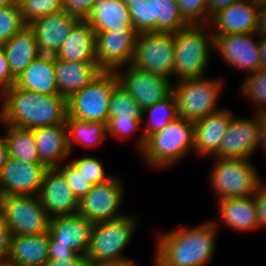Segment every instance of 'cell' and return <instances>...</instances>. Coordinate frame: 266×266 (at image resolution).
<instances>
[{
  "label": "cell",
  "mask_w": 266,
  "mask_h": 266,
  "mask_svg": "<svg viewBox=\"0 0 266 266\" xmlns=\"http://www.w3.org/2000/svg\"><path fill=\"white\" fill-rule=\"evenodd\" d=\"M194 147V122L181 117L150 135L139 153L155 169H166L183 159Z\"/></svg>",
  "instance_id": "obj_4"
},
{
  "label": "cell",
  "mask_w": 266,
  "mask_h": 266,
  "mask_svg": "<svg viewBox=\"0 0 266 266\" xmlns=\"http://www.w3.org/2000/svg\"><path fill=\"white\" fill-rule=\"evenodd\" d=\"M214 50L226 64L247 74L261 68L259 36L256 32L214 36Z\"/></svg>",
  "instance_id": "obj_15"
},
{
  "label": "cell",
  "mask_w": 266,
  "mask_h": 266,
  "mask_svg": "<svg viewBox=\"0 0 266 266\" xmlns=\"http://www.w3.org/2000/svg\"><path fill=\"white\" fill-rule=\"evenodd\" d=\"M18 88L38 94H59L55 77V55L41 54L16 79Z\"/></svg>",
  "instance_id": "obj_24"
},
{
  "label": "cell",
  "mask_w": 266,
  "mask_h": 266,
  "mask_svg": "<svg viewBox=\"0 0 266 266\" xmlns=\"http://www.w3.org/2000/svg\"><path fill=\"white\" fill-rule=\"evenodd\" d=\"M0 218L12 236L48 232L50 217L38 196L6 195L0 197Z\"/></svg>",
  "instance_id": "obj_9"
},
{
  "label": "cell",
  "mask_w": 266,
  "mask_h": 266,
  "mask_svg": "<svg viewBox=\"0 0 266 266\" xmlns=\"http://www.w3.org/2000/svg\"><path fill=\"white\" fill-rule=\"evenodd\" d=\"M20 6L19 0H0V7Z\"/></svg>",
  "instance_id": "obj_54"
},
{
  "label": "cell",
  "mask_w": 266,
  "mask_h": 266,
  "mask_svg": "<svg viewBox=\"0 0 266 266\" xmlns=\"http://www.w3.org/2000/svg\"><path fill=\"white\" fill-rule=\"evenodd\" d=\"M250 161L214 156L209 180L218 201L255 194L263 180Z\"/></svg>",
  "instance_id": "obj_6"
},
{
  "label": "cell",
  "mask_w": 266,
  "mask_h": 266,
  "mask_svg": "<svg viewBox=\"0 0 266 266\" xmlns=\"http://www.w3.org/2000/svg\"><path fill=\"white\" fill-rule=\"evenodd\" d=\"M142 113L137 101L118 84L111 93L108 119H143Z\"/></svg>",
  "instance_id": "obj_34"
},
{
  "label": "cell",
  "mask_w": 266,
  "mask_h": 266,
  "mask_svg": "<svg viewBox=\"0 0 266 266\" xmlns=\"http://www.w3.org/2000/svg\"><path fill=\"white\" fill-rule=\"evenodd\" d=\"M257 209L259 229L266 227V184L262 181L253 195Z\"/></svg>",
  "instance_id": "obj_43"
},
{
  "label": "cell",
  "mask_w": 266,
  "mask_h": 266,
  "mask_svg": "<svg viewBox=\"0 0 266 266\" xmlns=\"http://www.w3.org/2000/svg\"><path fill=\"white\" fill-rule=\"evenodd\" d=\"M49 232L12 236L8 262L17 266H43L49 259Z\"/></svg>",
  "instance_id": "obj_25"
},
{
  "label": "cell",
  "mask_w": 266,
  "mask_h": 266,
  "mask_svg": "<svg viewBox=\"0 0 266 266\" xmlns=\"http://www.w3.org/2000/svg\"><path fill=\"white\" fill-rule=\"evenodd\" d=\"M33 136L40 160L47 168L58 167L71 156L66 124L33 129Z\"/></svg>",
  "instance_id": "obj_23"
},
{
  "label": "cell",
  "mask_w": 266,
  "mask_h": 266,
  "mask_svg": "<svg viewBox=\"0 0 266 266\" xmlns=\"http://www.w3.org/2000/svg\"><path fill=\"white\" fill-rule=\"evenodd\" d=\"M259 145V114L253 118L233 115L216 157L251 159Z\"/></svg>",
  "instance_id": "obj_17"
},
{
  "label": "cell",
  "mask_w": 266,
  "mask_h": 266,
  "mask_svg": "<svg viewBox=\"0 0 266 266\" xmlns=\"http://www.w3.org/2000/svg\"><path fill=\"white\" fill-rule=\"evenodd\" d=\"M5 52L0 47V95L15 84Z\"/></svg>",
  "instance_id": "obj_44"
},
{
  "label": "cell",
  "mask_w": 266,
  "mask_h": 266,
  "mask_svg": "<svg viewBox=\"0 0 266 266\" xmlns=\"http://www.w3.org/2000/svg\"><path fill=\"white\" fill-rule=\"evenodd\" d=\"M69 162L91 185L104 183L113 176L106 175L103 163L95 156H83Z\"/></svg>",
  "instance_id": "obj_38"
},
{
  "label": "cell",
  "mask_w": 266,
  "mask_h": 266,
  "mask_svg": "<svg viewBox=\"0 0 266 266\" xmlns=\"http://www.w3.org/2000/svg\"><path fill=\"white\" fill-rule=\"evenodd\" d=\"M209 27L208 24H192L174 33L172 78L179 81L206 75L210 52L214 51V36Z\"/></svg>",
  "instance_id": "obj_3"
},
{
  "label": "cell",
  "mask_w": 266,
  "mask_h": 266,
  "mask_svg": "<svg viewBox=\"0 0 266 266\" xmlns=\"http://www.w3.org/2000/svg\"><path fill=\"white\" fill-rule=\"evenodd\" d=\"M88 266H139V264L134 260L127 258L121 261L88 263Z\"/></svg>",
  "instance_id": "obj_51"
},
{
  "label": "cell",
  "mask_w": 266,
  "mask_h": 266,
  "mask_svg": "<svg viewBox=\"0 0 266 266\" xmlns=\"http://www.w3.org/2000/svg\"><path fill=\"white\" fill-rule=\"evenodd\" d=\"M93 225L80 214L52 217L48 245L69 246L77 255L86 256Z\"/></svg>",
  "instance_id": "obj_19"
},
{
  "label": "cell",
  "mask_w": 266,
  "mask_h": 266,
  "mask_svg": "<svg viewBox=\"0 0 266 266\" xmlns=\"http://www.w3.org/2000/svg\"><path fill=\"white\" fill-rule=\"evenodd\" d=\"M96 0H63V10L79 20H86Z\"/></svg>",
  "instance_id": "obj_42"
},
{
  "label": "cell",
  "mask_w": 266,
  "mask_h": 266,
  "mask_svg": "<svg viewBox=\"0 0 266 266\" xmlns=\"http://www.w3.org/2000/svg\"><path fill=\"white\" fill-rule=\"evenodd\" d=\"M0 266H17V265H12V264H10L9 262H7V263H5V264H3V265H0Z\"/></svg>",
  "instance_id": "obj_56"
},
{
  "label": "cell",
  "mask_w": 266,
  "mask_h": 266,
  "mask_svg": "<svg viewBox=\"0 0 266 266\" xmlns=\"http://www.w3.org/2000/svg\"><path fill=\"white\" fill-rule=\"evenodd\" d=\"M218 221L158 234L153 266H207L214 258Z\"/></svg>",
  "instance_id": "obj_1"
},
{
  "label": "cell",
  "mask_w": 266,
  "mask_h": 266,
  "mask_svg": "<svg viewBox=\"0 0 266 266\" xmlns=\"http://www.w3.org/2000/svg\"><path fill=\"white\" fill-rule=\"evenodd\" d=\"M233 115L231 110L220 108L194 122L193 153L196 156L214 157L218 153Z\"/></svg>",
  "instance_id": "obj_22"
},
{
  "label": "cell",
  "mask_w": 266,
  "mask_h": 266,
  "mask_svg": "<svg viewBox=\"0 0 266 266\" xmlns=\"http://www.w3.org/2000/svg\"><path fill=\"white\" fill-rule=\"evenodd\" d=\"M143 120L147 118V125L142 129V133L139 135L138 141H136L135 148L137 152H141L144 149L146 139L163 129L170 121L178 118L177 107L175 103L174 95L171 93L167 98L161 100L154 105L147 107L143 110Z\"/></svg>",
  "instance_id": "obj_31"
},
{
  "label": "cell",
  "mask_w": 266,
  "mask_h": 266,
  "mask_svg": "<svg viewBox=\"0 0 266 266\" xmlns=\"http://www.w3.org/2000/svg\"><path fill=\"white\" fill-rule=\"evenodd\" d=\"M174 55V33L141 32L137 34L131 65L170 79L173 75Z\"/></svg>",
  "instance_id": "obj_11"
},
{
  "label": "cell",
  "mask_w": 266,
  "mask_h": 266,
  "mask_svg": "<svg viewBox=\"0 0 266 266\" xmlns=\"http://www.w3.org/2000/svg\"><path fill=\"white\" fill-rule=\"evenodd\" d=\"M96 33L80 20L72 29L55 57L69 62L96 63Z\"/></svg>",
  "instance_id": "obj_26"
},
{
  "label": "cell",
  "mask_w": 266,
  "mask_h": 266,
  "mask_svg": "<svg viewBox=\"0 0 266 266\" xmlns=\"http://www.w3.org/2000/svg\"><path fill=\"white\" fill-rule=\"evenodd\" d=\"M257 19V4L253 0H241L213 16L208 25L214 26L210 28L213 36L252 33L256 32Z\"/></svg>",
  "instance_id": "obj_21"
},
{
  "label": "cell",
  "mask_w": 266,
  "mask_h": 266,
  "mask_svg": "<svg viewBox=\"0 0 266 266\" xmlns=\"http://www.w3.org/2000/svg\"><path fill=\"white\" fill-rule=\"evenodd\" d=\"M256 33L259 37H266V5L258 7Z\"/></svg>",
  "instance_id": "obj_49"
},
{
  "label": "cell",
  "mask_w": 266,
  "mask_h": 266,
  "mask_svg": "<svg viewBox=\"0 0 266 266\" xmlns=\"http://www.w3.org/2000/svg\"><path fill=\"white\" fill-rule=\"evenodd\" d=\"M259 52L261 56V68L266 69V37H259Z\"/></svg>",
  "instance_id": "obj_53"
},
{
  "label": "cell",
  "mask_w": 266,
  "mask_h": 266,
  "mask_svg": "<svg viewBox=\"0 0 266 266\" xmlns=\"http://www.w3.org/2000/svg\"><path fill=\"white\" fill-rule=\"evenodd\" d=\"M85 21L95 33L114 29L135 30L127 4L120 0H96Z\"/></svg>",
  "instance_id": "obj_27"
},
{
  "label": "cell",
  "mask_w": 266,
  "mask_h": 266,
  "mask_svg": "<svg viewBox=\"0 0 266 266\" xmlns=\"http://www.w3.org/2000/svg\"><path fill=\"white\" fill-rule=\"evenodd\" d=\"M136 30L114 29L96 33V63L102 71H116L131 64Z\"/></svg>",
  "instance_id": "obj_14"
},
{
  "label": "cell",
  "mask_w": 266,
  "mask_h": 266,
  "mask_svg": "<svg viewBox=\"0 0 266 266\" xmlns=\"http://www.w3.org/2000/svg\"><path fill=\"white\" fill-rule=\"evenodd\" d=\"M259 148L265 152V156H266V112L259 114V145H258V149Z\"/></svg>",
  "instance_id": "obj_50"
},
{
  "label": "cell",
  "mask_w": 266,
  "mask_h": 266,
  "mask_svg": "<svg viewBox=\"0 0 266 266\" xmlns=\"http://www.w3.org/2000/svg\"><path fill=\"white\" fill-rule=\"evenodd\" d=\"M64 175L67 184L72 189L73 194L79 200L92 187V185L75 169L70 162H63L57 167Z\"/></svg>",
  "instance_id": "obj_40"
},
{
  "label": "cell",
  "mask_w": 266,
  "mask_h": 266,
  "mask_svg": "<svg viewBox=\"0 0 266 266\" xmlns=\"http://www.w3.org/2000/svg\"><path fill=\"white\" fill-rule=\"evenodd\" d=\"M38 198L50 218L78 214L79 200L57 167L45 171Z\"/></svg>",
  "instance_id": "obj_18"
},
{
  "label": "cell",
  "mask_w": 266,
  "mask_h": 266,
  "mask_svg": "<svg viewBox=\"0 0 266 266\" xmlns=\"http://www.w3.org/2000/svg\"><path fill=\"white\" fill-rule=\"evenodd\" d=\"M120 1H122V2L125 3V4H127V3H129L131 0H120Z\"/></svg>",
  "instance_id": "obj_57"
},
{
  "label": "cell",
  "mask_w": 266,
  "mask_h": 266,
  "mask_svg": "<svg viewBox=\"0 0 266 266\" xmlns=\"http://www.w3.org/2000/svg\"><path fill=\"white\" fill-rule=\"evenodd\" d=\"M122 180L120 176L113 175L104 183L92 185L78 201V214L93 224L125 216V212L120 210L125 193Z\"/></svg>",
  "instance_id": "obj_12"
},
{
  "label": "cell",
  "mask_w": 266,
  "mask_h": 266,
  "mask_svg": "<svg viewBox=\"0 0 266 266\" xmlns=\"http://www.w3.org/2000/svg\"><path fill=\"white\" fill-rule=\"evenodd\" d=\"M125 67V70L121 67L122 69L115 71L119 84L137 101L142 110L164 100L172 93L171 79L140 70L131 64Z\"/></svg>",
  "instance_id": "obj_13"
},
{
  "label": "cell",
  "mask_w": 266,
  "mask_h": 266,
  "mask_svg": "<svg viewBox=\"0 0 266 266\" xmlns=\"http://www.w3.org/2000/svg\"><path fill=\"white\" fill-rule=\"evenodd\" d=\"M207 77V78H206ZM222 78L213 79L208 76L188 78L172 85L178 116L196 122L200 118L218 110V102L223 94L225 84ZM220 98V99H219Z\"/></svg>",
  "instance_id": "obj_5"
},
{
  "label": "cell",
  "mask_w": 266,
  "mask_h": 266,
  "mask_svg": "<svg viewBox=\"0 0 266 266\" xmlns=\"http://www.w3.org/2000/svg\"><path fill=\"white\" fill-rule=\"evenodd\" d=\"M1 48L7 56L11 75L15 79L41 55L34 31L29 25L10 38Z\"/></svg>",
  "instance_id": "obj_30"
},
{
  "label": "cell",
  "mask_w": 266,
  "mask_h": 266,
  "mask_svg": "<svg viewBox=\"0 0 266 266\" xmlns=\"http://www.w3.org/2000/svg\"><path fill=\"white\" fill-rule=\"evenodd\" d=\"M137 216L123 217L93 225L86 254L88 263L121 261L127 259L123 251L135 234Z\"/></svg>",
  "instance_id": "obj_7"
},
{
  "label": "cell",
  "mask_w": 266,
  "mask_h": 266,
  "mask_svg": "<svg viewBox=\"0 0 266 266\" xmlns=\"http://www.w3.org/2000/svg\"><path fill=\"white\" fill-rule=\"evenodd\" d=\"M257 6L266 5V0H253Z\"/></svg>",
  "instance_id": "obj_55"
},
{
  "label": "cell",
  "mask_w": 266,
  "mask_h": 266,
  "mask_svg": "<svg viewBox=\"0 0 266 266\" xmlns=\"http://www.w3.org/2000/svg\"><path fill=\"white\" fill-rule=\"evenodd\" d=\"M12 234L8 226L0 218V265L8 262Z\"/></svg>",
  "instance_id": "obj_45"
},
{
  "label": "cell",
  "mask_w": 266,
  "mask_h": 266,
  "mask_svg": "<svg viewBox=\"0 0 266 266\" xmlns=\"http://www.w3.org/2000/svg\"><path fill=\"white\" fill-rule=\"evenodd\" d=\"M47 167L43 163H27L9 156L0 171V197L6 195L38 196Z\"/></svg>",
  "instance_id": "obj_16"
},
{
  "label": "cell",
  "mask_w": 266,
  "mask_h": 266,
  "mask_svg": "<svg viewBox=\"0 0 266 266\" xmlns=\"http://www.w3.org/2000/svg\"><path fill=\"white\" fill-rule=\"evenodd\" d=\"M188 25L207 24V0H176Z\"/></svg>",
  "instance_id": "obj_39"
},
{
  "label": "cell",
  "mask_w": 266,
  "mask_h": 266,
  "mask_svg": "<svg viewBox=\"0 0 266 266\" xmlns=\"http://www.w3.org/2000/svg\"><path fill=\"white\" fill-rule=\"evenodd\" d=\"M132 26L141 32L175 33L188 24L176 0H131L127 3Z\"/></svg>",
  "instance_id": "obj_10"
},
{
  "label": "cell",
  "mask_w": 266,
  "mask_h": 266,
  "mask_svg": "<svg viewBox=\"0 0 266 266\" xmlns=\"http://www.w3.org/2000/svg\"><path fill=\"white\" fill-rule=\"evenodd\" d=\"M240 87L241 95L257 105L256 114L266 112V69L260 68L248 74Z\"/></svg>",
  "instance_id": "obj_35"
},
{
  "label": "cell",
  "mask_w": 266,
  "mask_h": 266,
  "mask_svg": "<svg viewBox=\"0 0 266 266\" xmlns=\"http://www.w3.org/2000/svg\"><path fill=\"white\" fill-rule=\"evenodd\" d=\"M68 146L72 154L76 143L82 147H95L108 137L107 126L104 122L84 121L66 117Z\"/></svg>",
  "instance_id": "obj_32"
},
{
  "label": "cell",
  "mask_w": 266,
  "mask_h": 266,
  "mask_svg": "<svg viewBox=\"0 0 266 266\" xmlns=\"http://www.w3.org/2000/svg\"><path fill=\"white\" fill-rule=\"evenodd\" d=\"M217 204L219 218L230 229L237 232L259 230L257 209L253 195L220 200Z\"/></svg>",
  "instance_id": "obj_28"
},
{
  "label": "cell",
  "mask_w": 266,
  "mask_h": 266,
  "mask_svg": "<svg viewBox=\"0 0 266 266\" xmlns=\"http://www.w3.org/2000/svg\"><path fill=\"white\" fill-rule=\"evenodd\" d=\"M23 22L30 25L38 18L63 10V0H23L20 3Z\"/></svg>",
  "instance_id": "obj_36"
},
{
  "label": "cell",
  "mask_w": 266,
  "mask_h": 266,
  "mask_svg": "<svg viewBox=\"0 0 266 266\" xmlns=\"http://www.w3.org/2000/svg\"><path fill=\"white\" fill-rule=\"evenodd\" d=\"M76 255L69 246L49 245V259L66 261L73 259Z\"/></svg>",
  "instance_id": "obj_46"
},
{
  "label": "cell",
  "mask_w": 266,
  "mask_h": 266,
  "mask_svg": "<svg viewBox=\"0 0 266 266\" xmlns=\"http://www.w3.org/2000/svg\"><path fill=\"white\" fill-rule=\"evenodd\" d=\"M79 21L62 10L32 22L29 26L34 31L39 52L45 55H56Z\"/></svg>",
  "instance_id": "obj_20"
},
{
  "label": "cell",
  "mask_w": 266,
  "mask_h": 266,
  "mask_svg": "<svg viewBox=\"0 0 266 266\" xmlns=\"http://www.w3.org/2000/svg\"><path fill=\"white\" fill-rule=\"evenodd\" d=\"M238 1L241 0H207V24L217 13Z\"/></svg>",
  "instance_id": "obj_47"
},
{
  "label": "cell",
  "mask_w": 266,
  "mask_h": 266,
  "mask_svg": "<svg viewBox=\"0 0 266 266\" xmlns=\"http://www.w3.org/2000/svg\"><path fill=\"white\" fill-rule=\"evenodd\" d=\"M118 84L115 71H102L88 85L67 98V116L107 124L111 93Z\"/></svg>",
  "instance_id": "obj_8"
},
{
  "label": "cell",
  "mask_w": 266,
  "mask_h": 266,
  "mask_svg": "<svg viewBox=\"0 0 266 266\" xmlns=\"http://www.w3.org/2000/svg\"><path fill=\"white\" fill-rule=\"evenodd\" d=\"M143 119H108L107 134L121 141L128 139L140 129Z\"/></svg>",
  "instance_id": "obj_41"
},
{
  "label": "cell",
  "mask_w": 266,
  "mask_h": 266,
  "mask_svg": "<svg viewBox=\"0 0 266 266\" xmlns=\"http://www.w3.org/2000/svg\"><path fill=\"white\" fill-rule=\"evenodd\" d=\"M1 134V133H0ZM9 157L8 145L5 135H0V171L6 164Z\"/></svg>",
  "instance_id": "obj_52"
},
{
  "label": "cell",
  "mask_w": 266,
  "mask_h": 266,
  "mask_svg": "<svg viewBox=\"0 0 266 266\" xmlns=\"http://www.w3.org/2000/svg\"><path fill=\"white\" fill-rule=\"evenodd\" d=\"M0 124L31 130L66 124L67 99L61 94H38L15 84L0 95Z\"/></svg>",
  "instance_id": "obj_2"
},
{
  "label": "cell",
  "mask_w": 266,
  "mask_h": 266,
  "mask_svg": "<svg viewBox=\"0 0 266 266\" xmlns=\"http://www.w3.org/2000/svg\"><path fill=\"white\" fill-rule=\"evenodd\" d=\"M5 129V138L9 156L27 163H42L33 136V130L14 125L1 124Z\"/></svg>",
  "instance_id": "obj_33"
},
{
  "label": "cell",
  "mask_w": 266,
  "mask_h": 266,
  "mask_svg": "<svg viewBox=\"0 0 266 266\" xmlns=\"http://www.w3.org/2000/svg\"><path fill=\"white\" fill-rule=\"evenodd\" d=\"M101 72L97 63L69 62L55 57L58 91L66 99L88 85Z\"/></svg>",
  "instance_id": "obj_29"
},
{
  "label": "cell",
  "mask_w": 266,
  "mask_h": 266,
  "mask_svg": "<svg viewBox=\"0 0 266 266\" xmlns=\"http://www.w3.org/2000/svg\"><path fill=\"white\" fill-rule=\"evenodd\" d=\"M26 24L23 22L20 6L0 7V47Z\"/></svg>",
  "instance_id": "obj_37"
},
{
  "label": "cell",
  "mask_w": 266,
  "mask_h": 266,
  "mask_svg": "<svg viewBox=\"0 0 266 266\" xmlns=\"http://www.w3.org/2000/svg\"><path fill=\"white\" fill-rule=\"evenodd\" d=\"M43 266H88V262L85 256L76 255L73 259L66 261L48 259Z\"/></svg>",
  "instance_id": "obj_48"
}]
</instances>
